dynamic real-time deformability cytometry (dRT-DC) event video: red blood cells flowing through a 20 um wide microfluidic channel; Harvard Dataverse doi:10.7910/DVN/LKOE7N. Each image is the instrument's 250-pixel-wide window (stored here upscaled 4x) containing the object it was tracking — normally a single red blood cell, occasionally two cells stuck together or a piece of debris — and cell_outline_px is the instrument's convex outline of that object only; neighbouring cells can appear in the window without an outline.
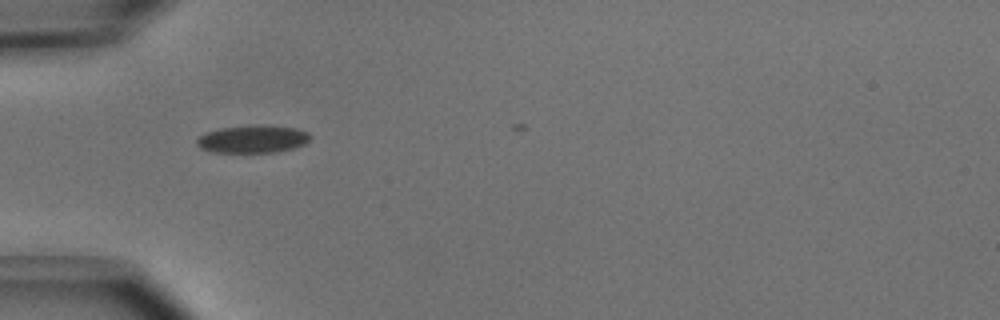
{"species": "common noctule bat (a hibernating species)", "species_latin": "Nyctalus noctula", "temperature_condition": "cold", "stored_images_in_passage": 10, "camera_frame_rate_fps": 3000, "um_per_image_px": 0.085, "animal": {"sex": "male", "body_mass_g": 15.6}, "frame": {"image": 1, "passage_image": 1, "time_ms": 0.0, "image_size_px": [1000, 320], "cell_outline_px": [[308, 140], [304, 144], [292, 148], [276, 152], [212, 152], [200, 148], [196, 144], [196, 140], [204, 132], [220, 128], [256, 124], [264, 124], [296, 128], [308, 132]], "centroid_in_image_um": [21.43, 11.8], "position_along_channel_um": 63.6, "area_um2": 18.38}}
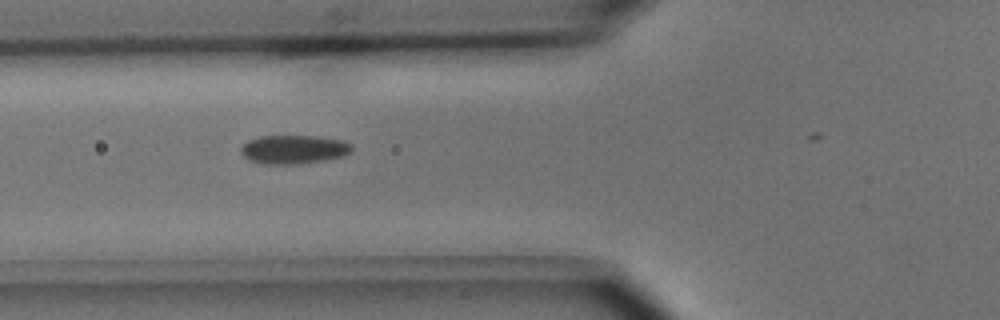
{"frame": {"image": 2, "passage_image": 4, "time_ms": 1.0, "image_size_px": [1000, 320], "cell_outline_px": [[352, 152], [344, 156], [324, 160], [296, 164], [264, 164], [248, 160], [240, 152], [240, 148], [248, 140], [260, 136], [320, 136], [344, 140], [352, 144]], "centroid_in_image_um": [24.99, 12.69], "position_along_channel_um": 100.8, "area_um2": 18.79}}
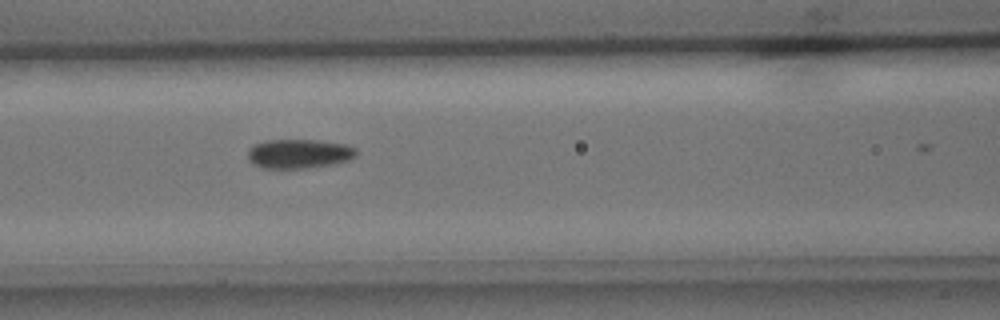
{"frame": {"image": 3, "passage_image": 7, "time_ms": 2.0, "image_size_px": [1000, 320], "cell_outline_px": [[356, 156], [348, 160], [332, 164], [304, 168], [260, 168], [252, 164], [248, 160], [248, 148], [252, 144], [264, 140], [320, 140], [344, 144], [356, 148]], "centroid_in_image_um": [25.35, 13.06], "position_along_channel_um": 141.2, "area_um2": 18.67}}